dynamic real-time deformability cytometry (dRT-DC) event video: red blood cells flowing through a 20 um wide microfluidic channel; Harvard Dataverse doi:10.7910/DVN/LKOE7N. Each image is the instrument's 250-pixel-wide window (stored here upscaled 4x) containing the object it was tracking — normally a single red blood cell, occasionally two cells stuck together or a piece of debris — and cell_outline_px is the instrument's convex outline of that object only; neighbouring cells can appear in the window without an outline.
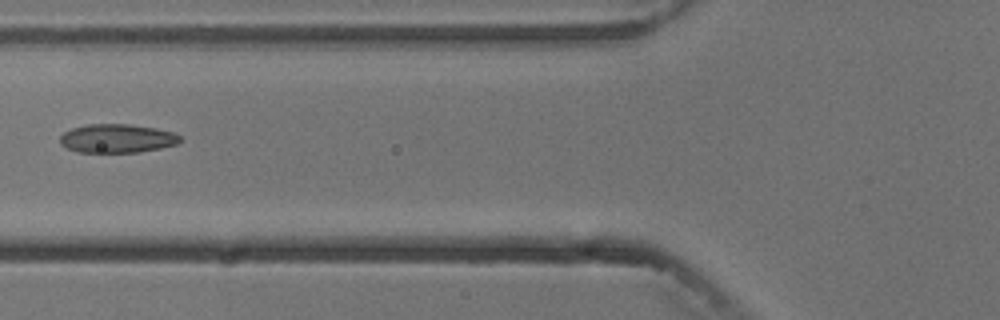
{"species": "common noctule bat (a hibernating species)", "species_latin": "Nyctalus noctula", "temperature_condition": "cold", "stored_images_in_passage": 6, "camera_frame_rate_fps": 3000, "um_per_image_px": 0.085, "animal": {"sex": "male", "body_mass_g": 13.3}, "frame": {"image": 1, "passage_image": 6, "time_ms": 6.667, "image_size_px": [1000, 320], "cell_outline_px": [[184, 140], [176, 144], [160, 148], [140, 152], [80, 152], [68, 148], [60, 144], [60, 136], [64, 132], [72, 128], [88, 124], [128, 124], [156, 128], [172, 132], [180, 136]], "centroid_in_image_um": [9.97, 11.76], "position_along_channel_um": 115.8, "area_um2": 20.06}}